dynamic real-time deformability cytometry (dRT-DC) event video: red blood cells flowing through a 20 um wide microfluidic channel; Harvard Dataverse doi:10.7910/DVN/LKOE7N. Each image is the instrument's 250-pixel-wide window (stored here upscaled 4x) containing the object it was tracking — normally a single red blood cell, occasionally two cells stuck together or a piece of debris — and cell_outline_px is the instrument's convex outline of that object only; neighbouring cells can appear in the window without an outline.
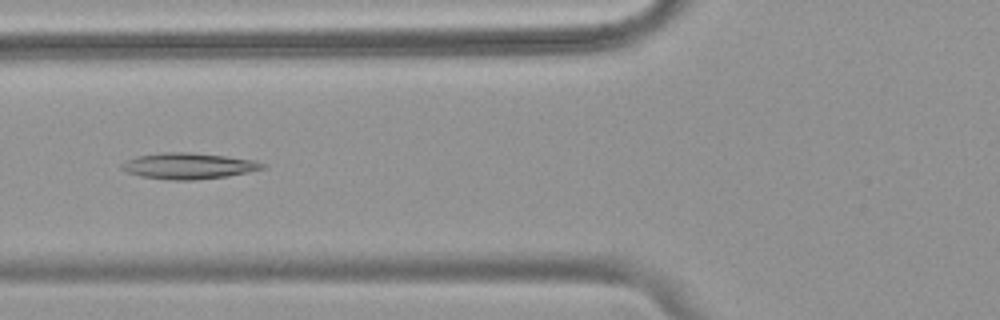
{"species": "common noctule bat (a hibernating species)", "species_latin": "Nyctalus noctula", "temperature_condition": "warm", "stored_images_in_passage": 46, "camera_frame_rate_fps": 3000, "um_per_image_px": 0.085, "animal": {"sex": "female", "body_mass_g": 18.4}, "frame": {"image": 1, "passage_image": 14, "time_ms": 4.333, "image_size_px": [1000, 320], "cell_outline_px": [[268, 168], [228, 176], [196, 180], [172, 180], [140, 176], [128, 172], [120, 168], [120, 164], [136, 156], [164, 152], [188, 152], [224, 156], [256, 160], [268, 164]], "centroid_in_image_um": [16.08, 14.1], "position_along_channel_um": 109.7, "area_um2": 21.5}}
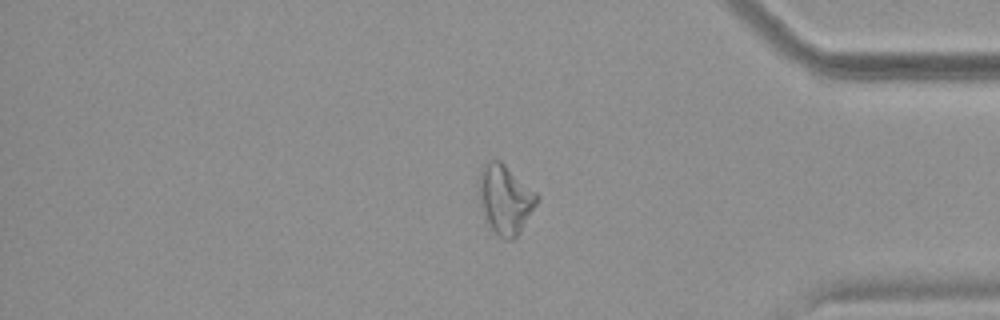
{"frame": {"image": 2, "passage_image": 38, "time_ms": 12.333, "image_size_px": [1000, 320], "cell_outline_px": [[540, 200], [520, 232], [512, 240], [504, 240], [488, 224], [476, 192], [476, 184], [480, 168], [484, 164], [492, 160], [500, 160], [536, 192], [540, 196]], "centroid_in_image_um": [42.92, 16.91], "position_along_channel_um": 392.3, "area_um2": 23.7}}
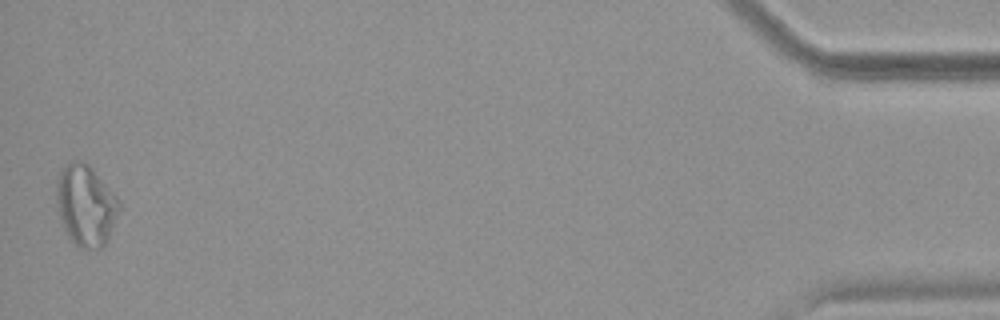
{"frame": {"image": 3, "passage_image": 46, "time_ms": 15.0, "image_size_px": [1000, 320], "cell_outline_px": [[120, 208], [108, 240], [100, 248], [80, 248], [68, 236], [60, 220], [56, 200], [56, 184], [60, 172], [72, 160], [84, 160], [92, 168], [120, 200]], "centroid_in_image_um": [7.29, 17.44], "position_along_channel_um": 427.9, "area_um2": 29.48}}